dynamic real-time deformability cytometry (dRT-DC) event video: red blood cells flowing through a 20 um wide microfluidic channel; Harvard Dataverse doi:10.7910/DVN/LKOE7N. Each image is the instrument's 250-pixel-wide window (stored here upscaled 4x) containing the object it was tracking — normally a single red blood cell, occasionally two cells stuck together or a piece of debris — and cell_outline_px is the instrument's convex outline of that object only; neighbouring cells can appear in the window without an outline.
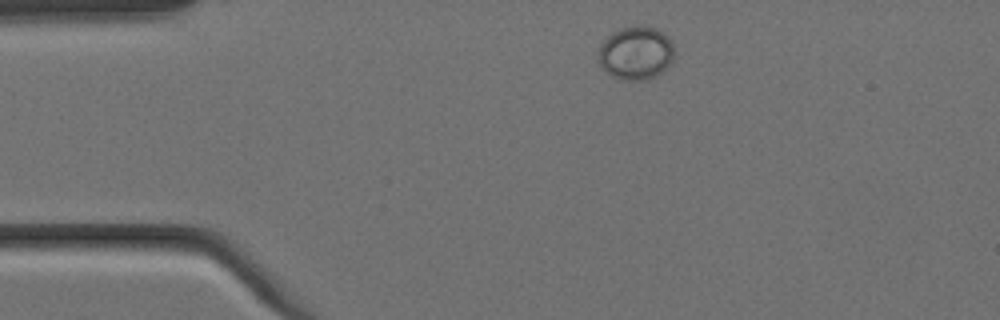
{"species": "Egyptian fruit bat (a non-hibernating species)", "species_latin": "Rousettus aegyptiacus", "temperature_condition": "cold", "stored_images_in_passage": 4, "camera_frame_rate_fps": 3000, "um_per_image_px": 0.085, "animal": {"sex": "female"}, "frame": {"image": 1, "passage_image": 1, "time_ms": 0.0, "image_size_px": [1000, 320], "cell_outline_px": [[672, 60], [656, 76], [648, 80], [620, 80], [604, 72], [600, 64], [600, 48], [604, 40], [612, 32], [620, 28], [656, 28], [664, 32], [672, 44]], "centroid_in_image_um": [54.02, 4.55], "position_along_channel_um": 31.0, "area_um2": 23.0}}